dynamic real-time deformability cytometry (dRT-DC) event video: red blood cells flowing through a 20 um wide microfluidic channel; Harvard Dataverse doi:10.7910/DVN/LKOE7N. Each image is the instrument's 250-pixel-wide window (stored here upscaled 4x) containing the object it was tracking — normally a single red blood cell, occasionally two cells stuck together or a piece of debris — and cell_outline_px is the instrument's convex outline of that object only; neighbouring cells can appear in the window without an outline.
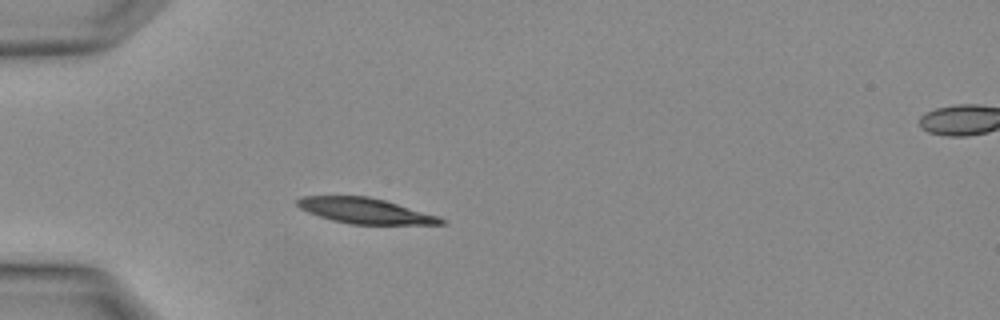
{"species": "Egyptian fruit bat (a non-hibernating species)", "species_latin": "Rousettus aegyptiacus", "temperature_condition": "warm", "stored_images_in_passage": 5, "segment_of_instrument_passage": [1, 2], "camera_frame_rate_fps": 3000, "um_per_image_px": 0.085, "animal": {"sex": "female"}, "frame": {"image": 1, "passage_image": 4, "time_ms": 1.0, "image_size_px": [1000, 320], "cell_outline_px": [[448, 224], [352, 224], [332, 220], [308, 212], [300, 208], [296, 204], [296, 200], [300, 196], [368, 196], [384, 200], [440, 216], [448, 220]], "centroid_in_image_um": [31.08, 17.92], "position_along_channel_um": 53.9, "area_um2": 21.33}}